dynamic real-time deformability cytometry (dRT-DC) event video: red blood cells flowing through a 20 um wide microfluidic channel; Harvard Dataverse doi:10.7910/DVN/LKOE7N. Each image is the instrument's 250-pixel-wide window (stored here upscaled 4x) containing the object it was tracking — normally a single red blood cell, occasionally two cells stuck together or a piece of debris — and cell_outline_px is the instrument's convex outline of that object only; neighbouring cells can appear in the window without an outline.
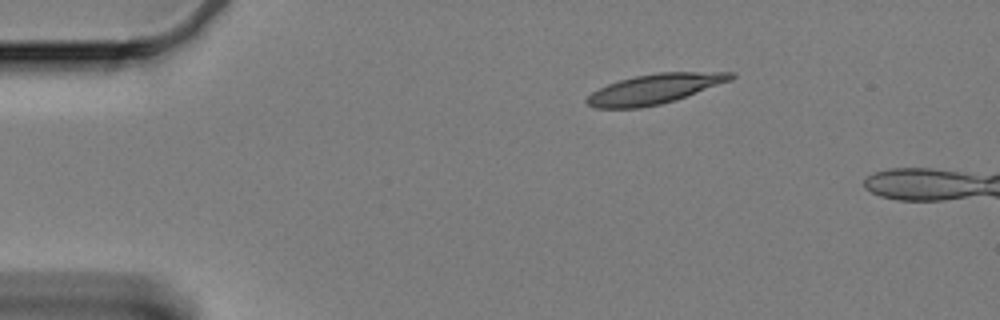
{"species": "Egyptian fruit bat (a non-hibernating species)", "species_latin": "Rousettus aegyptiacus", "temperature_condition": "cold", "stored_images_in_passage": 7, "camera_frame_rate_fps": 3000, "um_per_image_px": 0.085, "animal": {"sex": "female"}, "frame": {"image": 1, "passage_image": 1, "time_ms": 0.0, "image_size_px": [1000, 320], "cell_outline_px": [[736, 76], [732, 80], [660, 104], [640, 108], [596, 108], [588, 104], [584, 100], [592, 92], [608, 84], [620, 80], [636, 76], [660, 72], [732, 72]], "centroid_in_image_um": [55.62, 7.55], "position_along_channel_um": 29.4, "area_um2": 24.57}}